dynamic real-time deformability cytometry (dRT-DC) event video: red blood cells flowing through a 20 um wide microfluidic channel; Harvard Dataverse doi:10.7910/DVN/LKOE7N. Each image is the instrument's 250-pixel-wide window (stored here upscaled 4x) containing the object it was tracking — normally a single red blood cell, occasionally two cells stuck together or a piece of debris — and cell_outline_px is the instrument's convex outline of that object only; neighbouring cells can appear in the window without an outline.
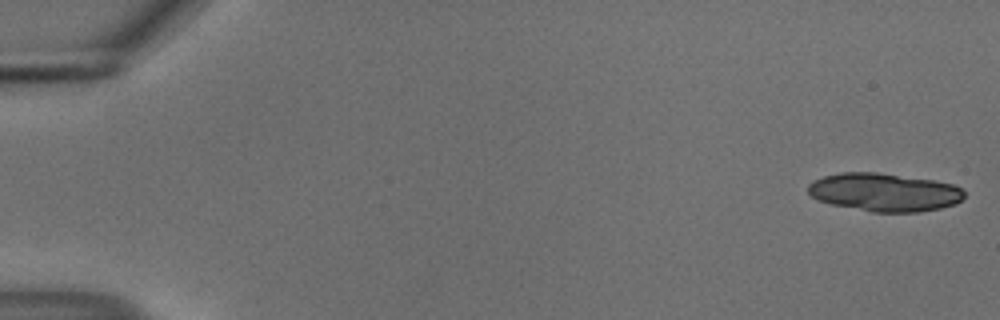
{"species": "common noctule bat (a hibernating species)", "species_latin": "Nyctalus noctula", "temperature_condition": "cold", "stored_images_in_passage": 54, "segment_of_instrument_passage": [1, 2], "camera_frame_rate_fps": 3000, "um_per_image_px": 0.085, "animal": {"sex": "male", "body_mass_g": 18.8}, "frame": {"image": 1, "passage_image": 1, "time_ms": 0.0, "image_size_px": [1000, 320], "cell_outline_px": [[964, 196], [956, 204], [940, 208], [920, 212], [872, 212], [832, 204], [816, 200], [808, 192], [808, 184], [812, 180], [824, 176], [840, 172], [876, 172], [932, 180], [952, 184], [960, 188], [964, 192]], "centroid_in_image_um": [75.13, 16.34], "position_along_channel_um": 9.9, "area_um2": 34.74}}